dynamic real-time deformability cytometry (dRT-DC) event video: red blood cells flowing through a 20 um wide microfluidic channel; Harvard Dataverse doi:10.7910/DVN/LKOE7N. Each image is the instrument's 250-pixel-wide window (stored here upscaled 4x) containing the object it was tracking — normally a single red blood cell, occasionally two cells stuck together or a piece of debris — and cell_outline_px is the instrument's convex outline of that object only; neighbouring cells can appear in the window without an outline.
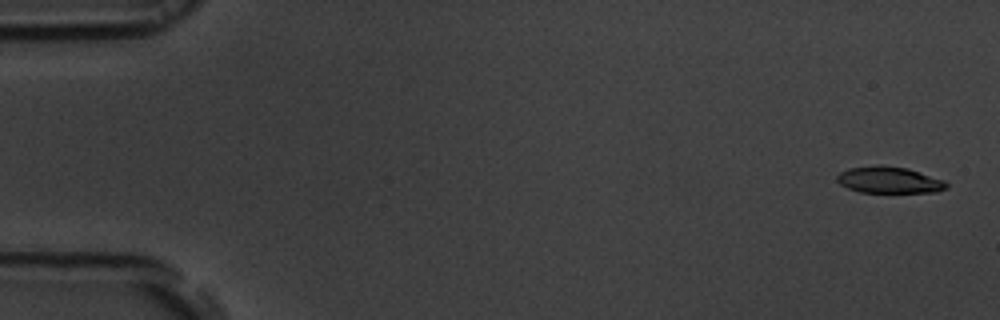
{"species": "common noctule bat (a hibernating species)", "species_latin": "Nyctalus noctula", "temperature_condition": "room temperature", "stored_images_in_passage": 54, "camera_frame_rate_fps": 3000, "um_per_image_px": 0.085, "animal": {"sex": "male", "body_mass_g": 19.5, "forearm_length_mm": 54.6}, "frame": {"image": 1, "passage_image": 2, "time_ms": 0.333, "image_size_px": [1000, 320], "cell_outline_px": [[948, 188], [936, 192], [860, 192], [848, 188], [840, 184], [836, 180], [836, 176], [840, 172], [848, 168], [876, 164], [908, 168], [944, 180], [948, 184]], "centroid_in_image_um": [75.56, 15.28], "position_along_channel_um": 9.4, "area_um2": 17.05}}
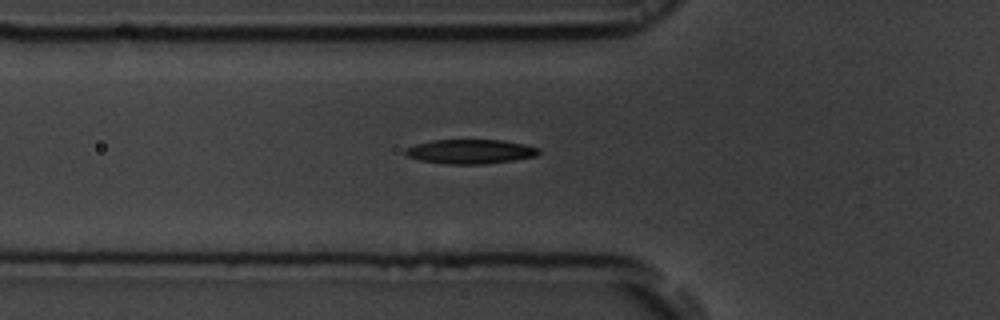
{"frame": {"image": 2, "passage_image": 19, "time_ms": 6.0, "image_size_px": [1000, 320], "cell_outline_px": [[540, 152], [536, 156], [512, 160], [484, 164], [448, 164], [420, 160], [408, 156], [404, 152], [404, 148], [416, 144], [432, 140], [500, 140], [524, 144], [540, 148]], "centroid_in_image_um": [39.97, 12.88], "position_along_channel_um": 85.8, "area_um2": 18.84}}
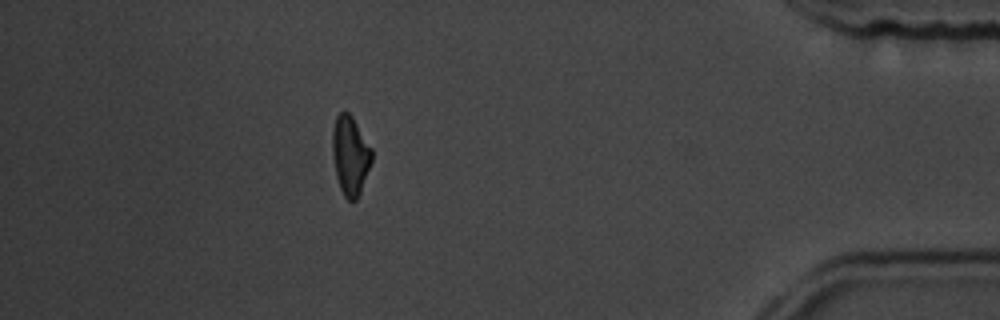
{"frame": {"image": 3, "passage_image": 48, "time_ms": 15.667, "image_size_px": [1000, 320], "cell_outline_px": [[372, 160], [360, 192], [356, 200], [348, 200], [344, 196], [340, 188], [336, 176], [332, 152], [332, 132], [336, 116], [340, 112], [348, 112], [352, 116], [372, 148]], "centroid_in_image_um": [29.77, 13.19], "position_along_channel_um": 405.4, "area_um2": 18.03}, "authors_computed_cell_mechanics": {"area_um2": 18.8139, "velocity_mm_per_s": 3.7994, "shape_relaxation_time_tau1_ms": 4.0883, "shape_relaxation_time_tau2_ms": 5.0089, "deformation_change_tau1": 0.1542, "deformation_change_tau2": 0.1168}}